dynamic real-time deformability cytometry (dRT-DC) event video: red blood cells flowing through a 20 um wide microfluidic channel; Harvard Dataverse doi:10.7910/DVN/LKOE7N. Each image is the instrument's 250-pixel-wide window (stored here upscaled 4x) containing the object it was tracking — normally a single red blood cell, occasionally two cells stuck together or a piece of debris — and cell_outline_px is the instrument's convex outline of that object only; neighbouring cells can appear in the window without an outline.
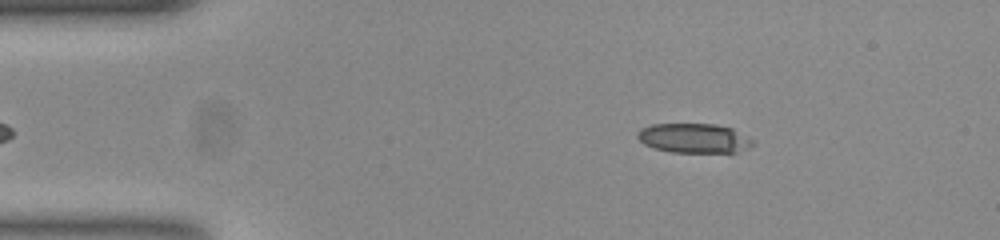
{"species": "common noctule bat (a hibernating species)", "species_latin": "Nyctalus noctula", "temperature_condition": "room temperature", "stored_images_in_passage": 48, "camera_frame_rate_fps": 3000, "um_per_image_px": 0.085, "animal": {"sex": "female", "body_mass_g": 23.0, "forearm_length_mm": 53.4}, "frame": {"image": 1, "passage_image": 3, "time_ms": 0.667, "image_size_px": [1000, 240], "cell_outline_px": [[756, 144], [748, 148], [736, 152], [672, 152], [656, 148], [644, 144], [636, 136], [640, 128], [652, 124], [712, 124], [732, 128], [752, 140]], "centroid_in_image_um": [58.98, 11.74], "position_along_channel_um": 26.0, "area_um2": 19.65}}
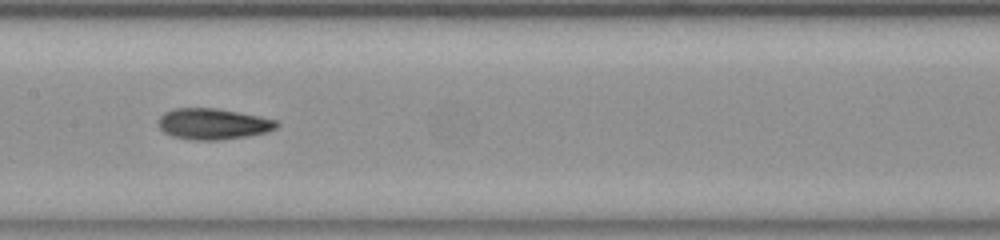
{"frame": {"image": 2, "passage_image": 21, "time_ms": 6.667, "image_size_px": [1000, 240], "cell_outline_px": [[280, 124], [276, 128], [264, 132], [244, 136], [216, 140], [200, 140], [172, 136], [164, 132], [160, 128], [160, 116], [164, 112], [176, 108], [216, 108], [260, 116], [276, 120]], "centroid_in_image_um": [18.11, 10.52], "position_along_channel_um": 189.3, "area_um2": 20.98}}
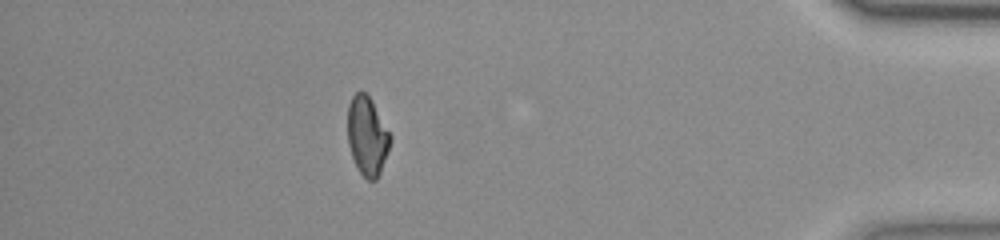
{"frame": {"image": 3, "passage_image": 42, "time_ms": 13.667, "image_size_px": [1000, 240], "cell_outline_px": [[392, 136], [380, 172], [376, 180], [368, 180], [360, 172], [352, 156], [348, 144], [348, 104], [352, 96], [356, 92], [364, 92], [372, 100]], "centroid_in_image_um": [31.21, 11.53], "position_along_channel_um": 404.0, "area_um2": 19.31}, "authors_computed_cell_mechanics": {"area_um2": 20.3456, "velocity_mm_per_s": 3.7749, "shape_relaxation_time_tau1_ms": 10.3351, "shape_relaxation_time_tau2_ms": 3.6026, "deformation_change_tau1": 0.2318, "deformation_change_tau2": 0.0957}}